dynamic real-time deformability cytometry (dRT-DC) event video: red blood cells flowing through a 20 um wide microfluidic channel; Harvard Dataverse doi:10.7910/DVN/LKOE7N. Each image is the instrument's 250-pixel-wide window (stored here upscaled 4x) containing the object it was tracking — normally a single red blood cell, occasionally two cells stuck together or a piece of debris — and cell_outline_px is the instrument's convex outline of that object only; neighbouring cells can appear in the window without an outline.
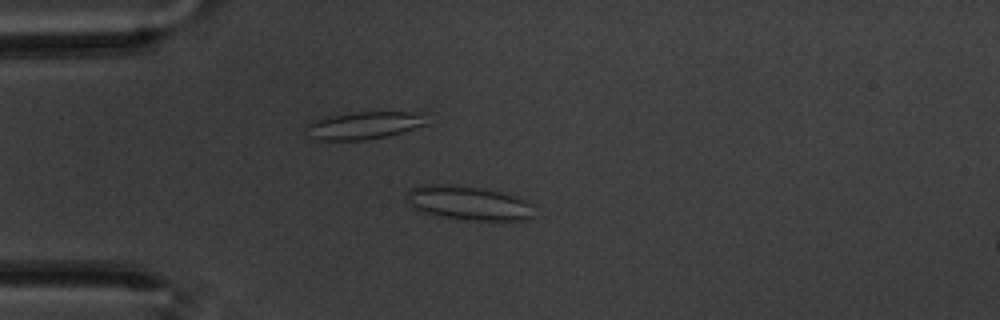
{"species": "common noctule bat (a hibernating species)", "species_latin": "Nyctalus noctula", "temperature_condition": "warm", "stored_images_in_passage": 59, "camera_frame_rate_fps": 3000, "um_per_image_px": 0.085, "animal": {"sex": "male", "body_mass_g": 20.1, "forearm_length_mm": 53.5}, "frame": {"image": 1, "passage_image": 15, "time_ms": 4.667, "image_size_px": [1000, 320], "cell_outline_px": [[536, 204], [532, 216], [528, 220], [464, 220], [440, 216], [420, 212], [412, 208], [404, 200], [404, 196], [408, 188], [424, 184], [440, 184], [484, 188], [504, 192], [528, 200]], "centroid_in_image_um": [39.8, 17.25], "position_along_channel_um": 45.2, "area_um2": 26.18}}
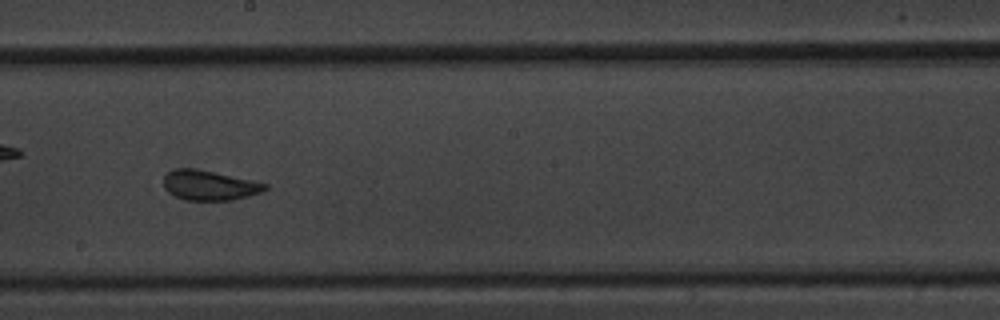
{"frame": {"image": 2, "passage_image": 33, "time_ms": 10.667, "image_size_px": [1000, 320], "cell_outline_px": [[268, 188], [264, 192], [232, 200], [184, 200], [168, 192], [164, 188], [164, 176], [168, 172], [176, 168], [192, 168], [212, 172], [268, 184]], "centroid_in_image_um": [17.79, 15.76], "position_along_channel_um": 230.4, "area_um2": 17.46}}
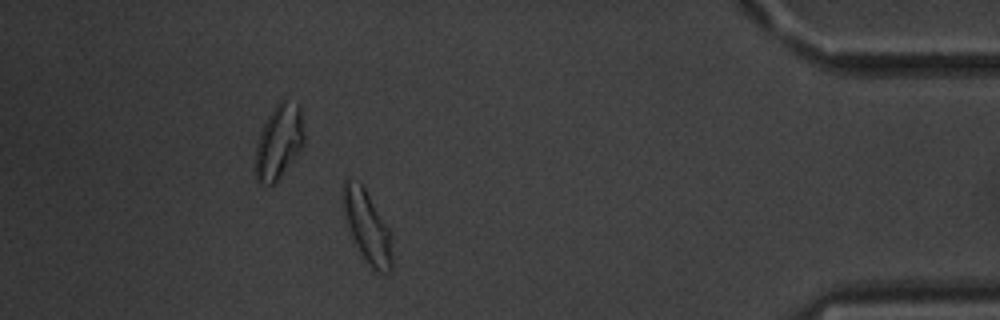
{"frame": {"image": 3, "passage_image": 52, "time_ms": 17.0, "image_size_px": [1000, 320], "cell_outline_px": [[392, 272], [372, 272], [352, 244], [344, 220], [340, 204], [340, 188], [344, 180], [348, 180], [360, 184], [364, 188], [388, 228], [392, 236]], "centroid_in_image_um": [31.13, 19.34], "position_along_channel_um": 404.1, "area_um2": 21.68}, "authors_computed_cell_mechanics": {"area_um2": 19.363, "velocity_mm_per_s": 3.4099, "shape_relaxation_time_tau1_ms": 5.2258, "shape_relaxation_time_tau2_ms": 1.0872, "deformation_change_tau1": 0.1222, "deformation_change_tau2": 0.0798}}